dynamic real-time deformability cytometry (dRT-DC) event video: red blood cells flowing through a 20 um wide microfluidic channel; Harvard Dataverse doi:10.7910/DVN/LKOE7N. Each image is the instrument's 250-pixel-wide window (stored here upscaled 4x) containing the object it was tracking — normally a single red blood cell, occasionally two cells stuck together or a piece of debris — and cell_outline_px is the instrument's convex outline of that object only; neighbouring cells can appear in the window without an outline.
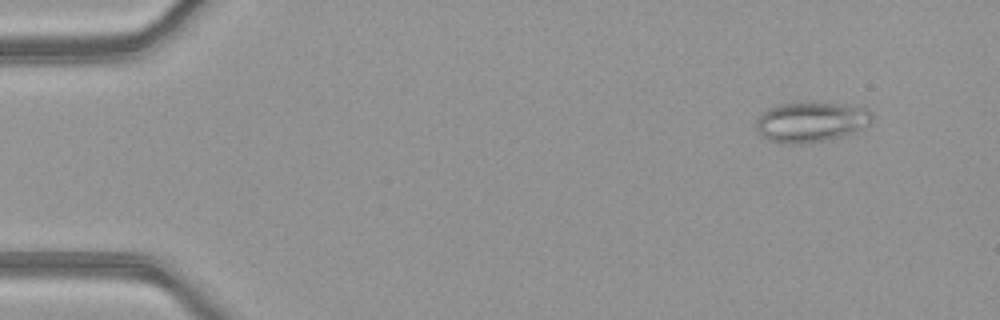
{"species": "common noctule bat (a hibernating species)", "species_latin": "Nyctalus noctula", "temperature_condition": "warm", "stored_images_in_passage": 51, "camera_frame_rate_fps": 3000, "um_per_image_px": 0.085, "animal": {"sex": "female", "body_mass_g": 21.9}, "frame": {"image": 1, "passage_image": 5, "time_ms": 1.333, "image_size_px": [1000, 320], "cell_outline_px": [[872, 124], [852, 132], [840, 136], [808, 144], [784, 144], [768, 140], [756, 128], [756, 120], [768, 108], [776, 104], [800, 100], [808, 100], [844, 104], [868, 108], [872, 112]], "centroid_in_image_um": [68.94, 10.32], "position_along_channel_um": 16.1, "area_um2": 27.92}}
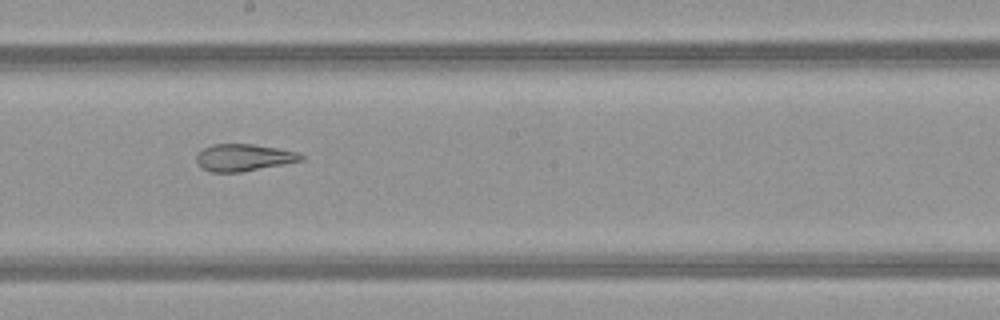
{"frame": {"image": 2, "passage_image": 29, "time_ms": 9.333, "image_size_px": [1000, 320], "cell_outline_px": [[304, 160], [244, 172], [208, 172], [200, 168], [196, 164], [196, 152], [212, 144], [252, 144], [300, 152], [304, 156]], "centroid_in_image_um": [20.68, 13.4], "position_along_channel_um": 227.5, "area_um2": 16.82}}
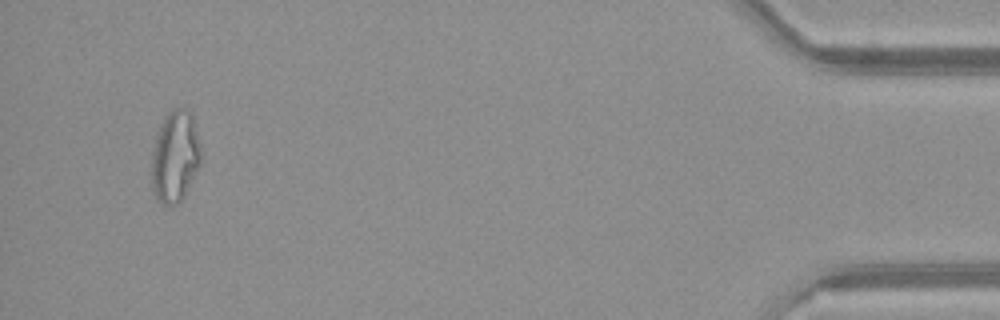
{"frame": {"image": 3, "passage_image": 49, "time_ms": 16.0, "image_size_px": [1000, 320], "cell_outline_px": [[200, 164], [184, 196], [176, 204], [160, 204], [152, 188], [152, 152], [156, 136], [160, 124], [164, 116], [172, 108], [188, 108], [192, 112], [200, 144]], "centroid_in_image_um": [14.88, 13.25], "position_along_channel_um": 420.3, "area_um2": 26.36}, "authors_computed_cell_mechanics": {"area_um2": 23.0622, "velocity_mm_per_s": 4.0691, "shape_relaxation_time_tau1_ms": null, "shape_relaxation_time_tau2_ms": 1.7582, "deformation_change_tau1": null, "deformation_change_tau2": 0.1012}}